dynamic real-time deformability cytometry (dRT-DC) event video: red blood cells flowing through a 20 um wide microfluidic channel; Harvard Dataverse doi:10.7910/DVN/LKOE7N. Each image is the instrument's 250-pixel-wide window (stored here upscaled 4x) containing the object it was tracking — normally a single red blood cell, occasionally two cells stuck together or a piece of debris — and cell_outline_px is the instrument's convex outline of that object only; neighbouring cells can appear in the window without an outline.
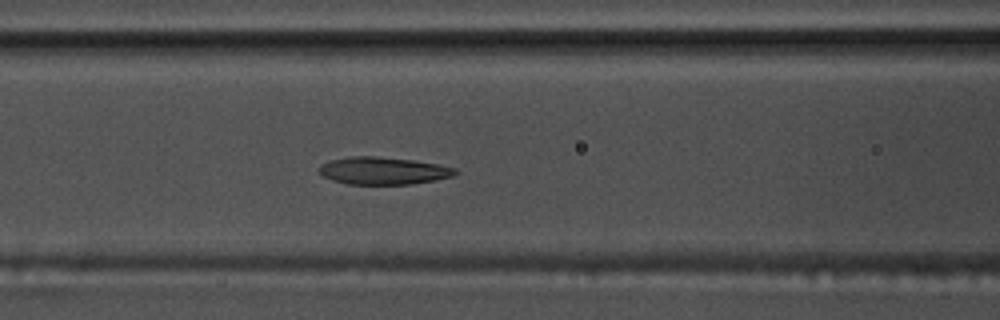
{"species": "common noctule bat (a hibernating species)", "species_latin": "Nyctalus noctula", "temperature_condition": "warm", "stored_images_in_passage": 34, "camera_frame_rate_fps": 3000, "um_per_image_px": 0.085, "animal": {"sex": "male", "body_mass_g": 17.5, "forearm_length_mm": 52.3}, "frame": {"image": 1, "passage_image": 8, "time_ms": 2.333, "image_size_px": [1000, 320], "cell_outline_px": [[460, 172], [452, 176], [436, 180], [412, 184], [348, 184], [332, 180], [324, 176], [320, 172], [320, 164], [328, 160], [348, 156], [376, 156], [412, 160], [436, 164], [456, 168]], "centroid_in_image_um": [32.57, 14.51], "position_along_channel_um": 134.0, "area_um2": 21.79}}
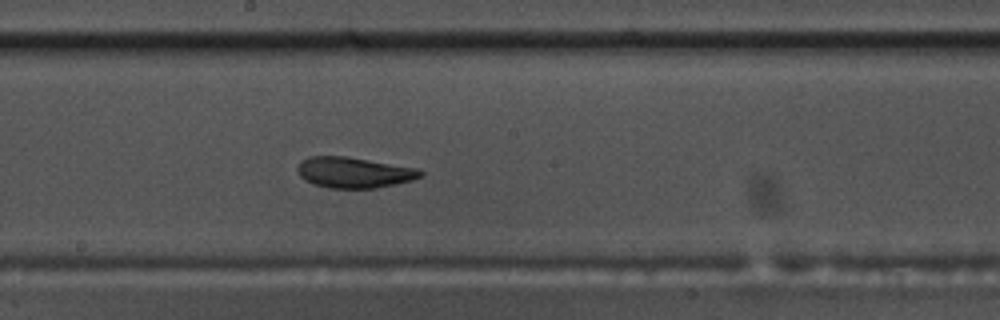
{"frame": {"image": 2, "passage_image": 15, "time_ms": 4.667, "image_size_px": [1000, 320], "cell_outline_px": [[424, 176], [412, 180], [396, 184], [376, 188], [328, 188], [304, 180], [296, 172], [296, 168], [308, 156], [344, 156], [416, 168], [424, 172]], "centroid_in_image_um": [30.09, 14.67], "position_along_channel_um": 218.1, "area_um2": 21.91}}
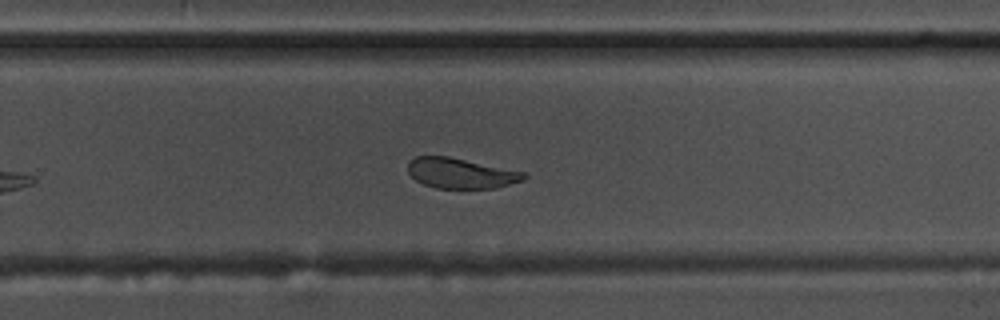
{"frame": {"image": 3, "passage_image": 21, "time_ms": 6.667, "image_size_px": [1000, 320], "cell_outline_px": [[528, 176], [524, 180], [496, 188], [436, 188], [424, 184], [416, 180], [408, 172], [408, 160], [416, 156], [448, 156], [524, 172]], "centroid_in_image_um": [39.16, 14.72], "position_along_channel_um": 290.6, "area_um2": 20.4}, "authors_computed_cell_mechanics": {"area_um2": 21.964, "velocity_mm_per_s": 3.6272, "shape_relaxation_time_tau1_ms": 3.296, "shape_relaxation_time_tau2_ms": 1.9174, "deformation_change_tau1": 0.1504, "deformation_change_tau2": 0.0873}}